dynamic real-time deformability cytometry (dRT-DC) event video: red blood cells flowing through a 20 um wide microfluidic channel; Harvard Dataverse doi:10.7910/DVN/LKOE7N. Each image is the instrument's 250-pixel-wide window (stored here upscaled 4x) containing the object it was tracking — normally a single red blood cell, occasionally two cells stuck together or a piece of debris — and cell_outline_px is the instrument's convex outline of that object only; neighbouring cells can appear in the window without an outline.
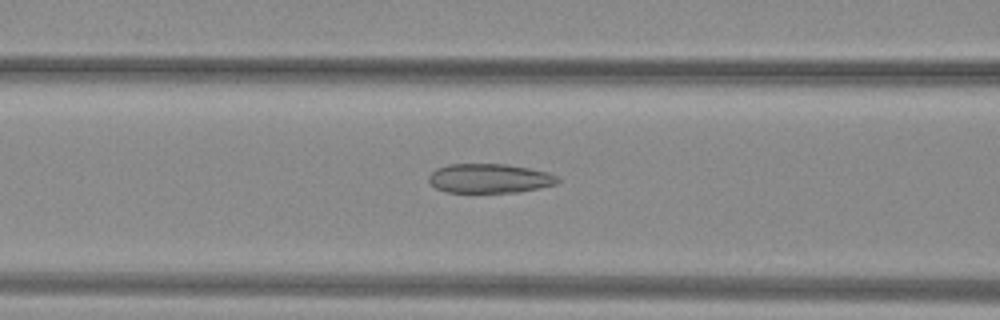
{"species": "common noctule bat (a hibernating species)", "species_latin": "Nyctalus noctula", "temperature_condition": "warm", "stored_images_in_passage": 52, "camera_frame_rate_fps": 3000, "um_per_image_px": 0.085, "animal": {"sex": "female", "body_mass_g": 29.2, "forearm_length_mm": 56.3}, "frame": {"image": 1, "passage_image": 22, "time_ms": 7.0, "image_size_px": [1000, 320], "cell_outline_px": [[560, 180], [556, 184], [520, 192], [444, 192], [436, 188], [428, 180], [428, 176], [436, 168], [448, 164], [508, 164], [548, 172], [556, 176]], "centroid_in_image_um": [41.59, 15.16], "position_along_channel_um": 125.0, "area_um2": 22.02}}
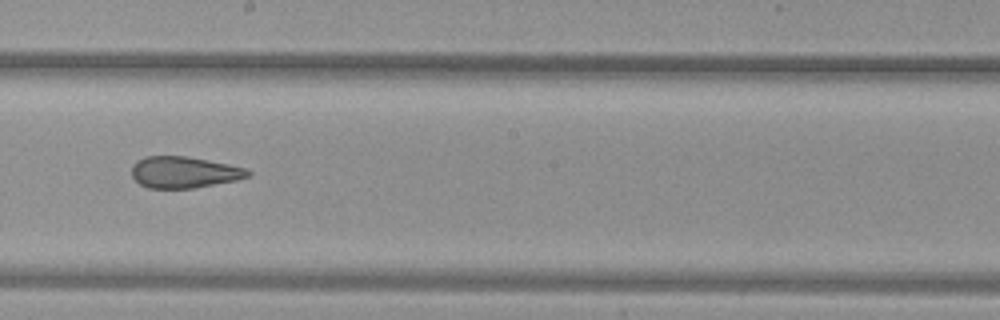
{"frame": {"image": 2, "passage_image": 30, "time_ms": 9.667, "image_size_px": [1000, 320], "cell_outline_px": [[252, 176], [236, 180], [192, 188], [148, 188], [140, 184], [132, 176], [132, 164], [136, 160], [144, 156], [188, 156], [228, 164], [244, 168], [252, 172]], "centroid_in_image_um": [15.63, 14.63], "position_along_channel_um": 232.6, "area_um2": 21.33}}
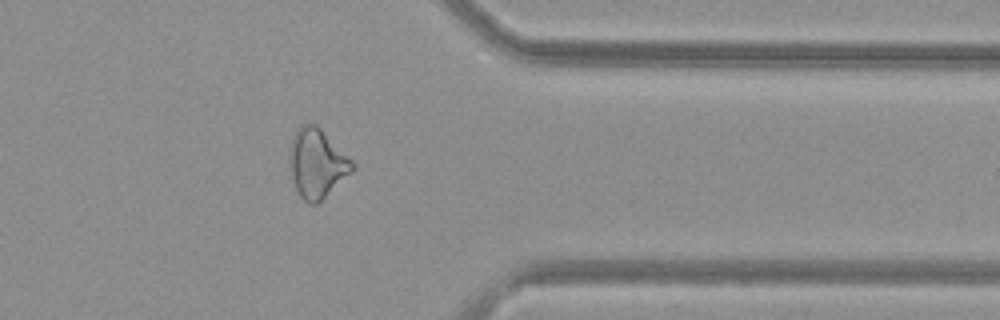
{"frame": {"image": 3, "passage_image": 42, "time_ms": 13.667, "image_size_px": [1000, 320], "cell_outline_px": [[356, 168], [316, 204], [308, 204], [300, 196], [296, 188], [288, 164], [288, 156], [292, 136], [304, 124], [316, 124], [356, 164]], "centroid_in_image_um": [26.93, 13.89], "position_along_channel_um": 384.5, "area_um2": 24.97}, "authors_computed_cell_mechanics": {"area_um2": 25.721, "velocity_mm_per_s": 4.0346, "shape_relaxation_time_tau1_ms": null, "shape_relaxation_time_tau2_ms": 1.8391, "deformation_change_tau1": null, "deformation_change_tau2": 0.1062}}